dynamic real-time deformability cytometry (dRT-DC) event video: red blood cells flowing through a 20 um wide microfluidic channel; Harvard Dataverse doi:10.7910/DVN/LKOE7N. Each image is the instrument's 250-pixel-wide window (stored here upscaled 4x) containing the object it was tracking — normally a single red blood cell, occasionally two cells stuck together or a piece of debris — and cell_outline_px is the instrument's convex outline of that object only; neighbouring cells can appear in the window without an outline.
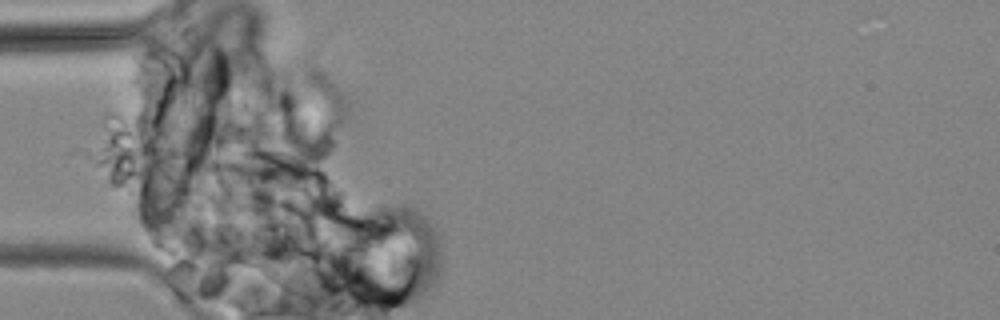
{"species": "common noctule bat (a hibernating species)", "species_latin": "Nyctalus noctula", "temperature_condition": "cold", "stored_images_in_passage": 7, "camera_frame_rate_fps": 3000, "um_per_image_px": 0.085, "animal": {"sex": "male", "body_mass_g": 19.2, "forearm_length_mm": 51.8}, "frame": {"image": 1, "passage_image": 6, "time_ms": 6.667, "image_size_px": [1000, 320], "cell_outline_px": [[304, 180], [284, 188], [280, 188], [244, 184], [212, 172], [204, 168], [204, 164], [208, 160], [236, 160], [272, 164], [292, 172]], "centroid_in_image_um": [21.54, 14.72], "position_along_channel_um": 63.5, "area_um2": 12.66}}